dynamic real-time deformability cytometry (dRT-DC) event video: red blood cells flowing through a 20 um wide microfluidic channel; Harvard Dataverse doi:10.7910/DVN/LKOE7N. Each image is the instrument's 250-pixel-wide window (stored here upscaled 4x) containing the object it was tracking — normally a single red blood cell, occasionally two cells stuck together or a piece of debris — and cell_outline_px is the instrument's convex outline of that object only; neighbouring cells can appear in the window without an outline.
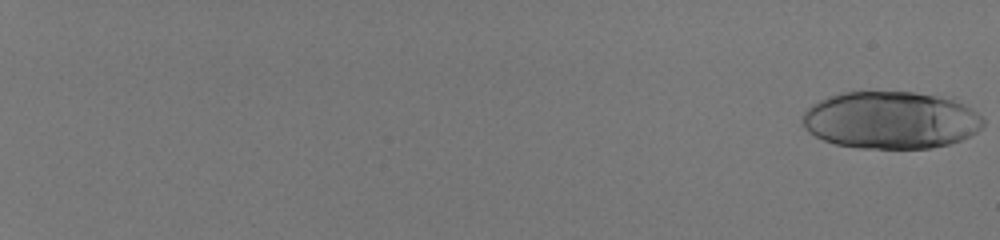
{"species": "human", "species_latin": "Homo sapiens", "temperature_condition": "room temperature", "stored_images_in_passage": 29, "camera_frame_rate_fps": 3000, "um_per_image_px": 0.085, "donor": {"sex": "male"}, "frame": {"image": 1, "passage_image": 1, "time_ms": 0.0, "image_size_px": [1000, 240], "cell_outline_px": [[984, 128], [960, 140], [948, 144], [932, 148], [860, 148], [836, 144], [824, 140], [808, 132], [800, 124], [800, 116], [812, 104], [828, 96], [840, 92], [916, 92], [952, 96], [972, 108], [984, 116]], "centroid_in_image_um": [75.75, 10.19], "position_along_channel_um": 9.2, "area_um2": 61.5}}
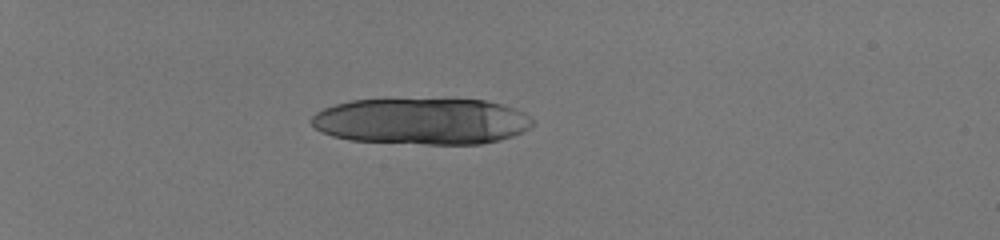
{"frame": {"image": 2, "passage_image": 20, "time_ms": 6.333, "image_size_px": [1000, 240], "cell_outline_px": [[536, 120], [524, 132], [500, 140], [480, 144], [424, 144], [348, 140], [332, 136], [320, 132], [308, 120], [316, 112], [324, 108], [336, 104], [352, 100], [484, 100], [500, 104], [524, 112]], "centroid_in_image_um": [35.84, 10.32], "position_along_channel_um": 49.2, "area_um2": 59.77}}